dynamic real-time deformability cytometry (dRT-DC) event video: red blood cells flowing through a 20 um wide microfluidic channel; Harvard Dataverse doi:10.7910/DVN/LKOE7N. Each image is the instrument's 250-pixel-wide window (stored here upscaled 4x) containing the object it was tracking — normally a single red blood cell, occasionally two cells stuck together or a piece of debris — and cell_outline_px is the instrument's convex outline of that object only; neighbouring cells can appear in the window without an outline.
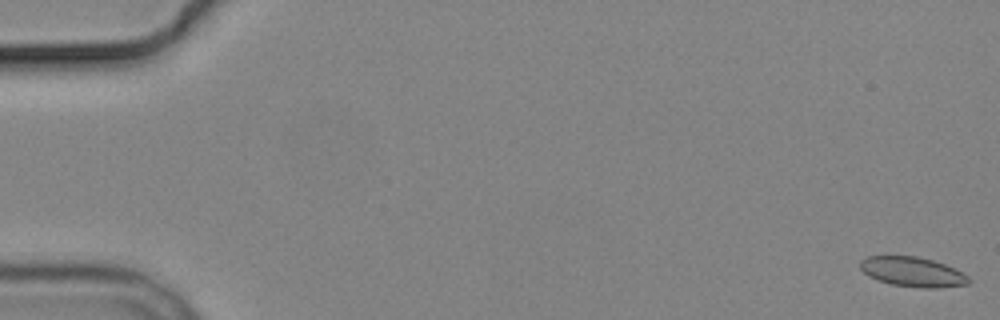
{"species": "common noctule bat (a hibernating species)", "species_latin": "Nyctalus noctula", "temperature_condition": "cold", "stored_images_in_passage": 7, "camera_frame_rate_fps": 3000, "um_per_image_px": 0.085, "animal": {"sex": "male", "body_mass_g": 19.2, "forearm_length_mm": 51.8}, "frame": {"image": 1, "passage_image": 1, "time_ms": 0.0, "image_size_px": [1000, 320], "cell_outline_px": [[972, 280], [968, 284], [940, 288], [924, 288], [892, 284], [868, 276], [860, 268], [860, 260], [868, 256], [916, 256], [932, 260], [944, 264], [968, 276]], "centroid_in_image_um": [77.57, 23.11], "position_along_channel_um": 7.4, "area_um2": 18.61}}
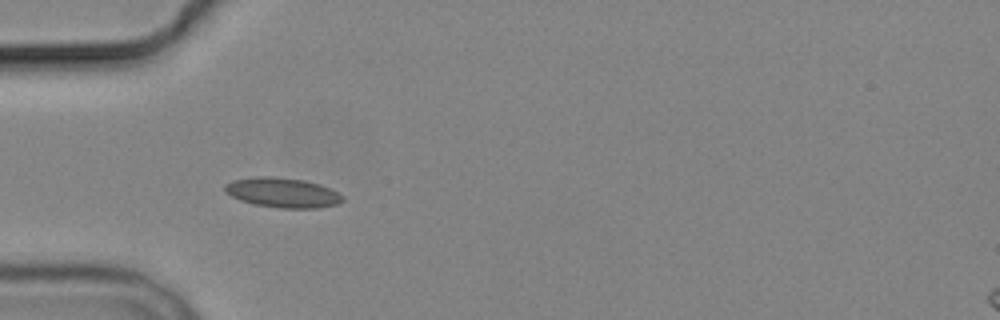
{"frame": {"image": 2, "passage_image": 5, "time_ms": 5.667, "image_size_px": [1000, 320], "cell_outline_px": [[344, 200], [336, 204], [316, 208], [280, 208], [256, 204], [240, 200], [224, 192], [224, 184], [232, 180], [256, 176], [272, 176], [304, 180], [320, 184], [344, 196]], "centroid_in_image_um": [23.99, 16.36], "position_along_channel_um": 61.0, "area_um2": 20.4}}
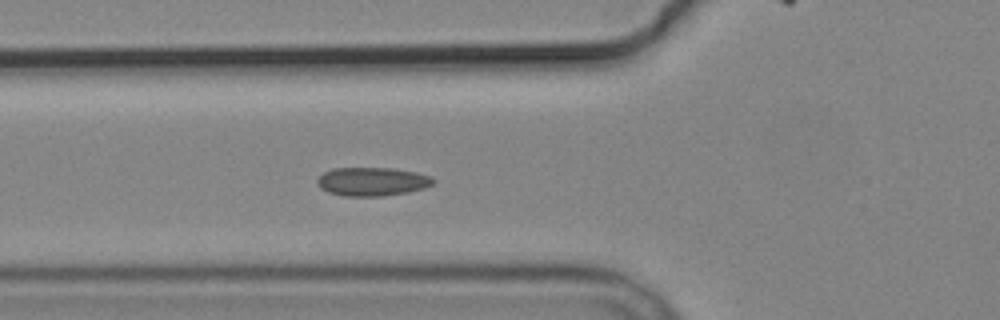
{"frame": {"image": 3, "passage_image": 6, "time_ms": 6.667, "image_size_px": [1000, 320], "cell_outline_px": [[436, 180], [432, 184], [424, 188], [408, 192], [384, 196], [344, 196], [328, 192], [320, 188], [316, 184], [316, 180], [324, 172], [332, 168], [392, 168], [416, 172], [432, 176]], "centroid_in_image_um": [31.63, 15.43], "position_along_channel_um": 94.2, "area_um2": 19.48}}